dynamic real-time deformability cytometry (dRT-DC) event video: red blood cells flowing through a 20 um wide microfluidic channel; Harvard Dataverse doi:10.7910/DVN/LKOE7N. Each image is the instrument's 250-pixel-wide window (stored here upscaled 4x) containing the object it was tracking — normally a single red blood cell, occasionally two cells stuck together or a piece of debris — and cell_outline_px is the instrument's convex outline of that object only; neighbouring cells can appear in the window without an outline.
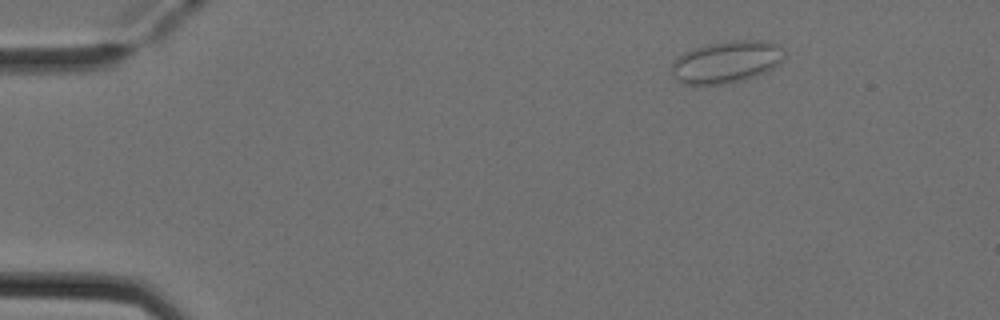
{"species": "Egyptian fruit bat (a non-hibernating species)", "species_latin": "Rousettus aegyptiacus", "temperature_condition": "cold", "stored_images_in_passage": 5, "camera_frame_rate_fps": 3000, "um_per_image_px": 0.085, "animal": {"sex": "female"}, "frame": {"image": 1, "passage_image": 2, "time_ms": 0.333, "image_size_px": [1000, 320], "cell_outline_px": [[784, 60], [780, 64], [764, 72], [744, 80], [720, 84], [684, 84], [676, 80], [672, 76], [672, 64], [684, 52], [692, 48], [708, 44], [736, 40], [768, 40], [780, 44], [784, 48]], "centroid_in_image_um": [61.8, 5.25], "position_along_channel_um": 23.2, "area_um2": 27.74}}
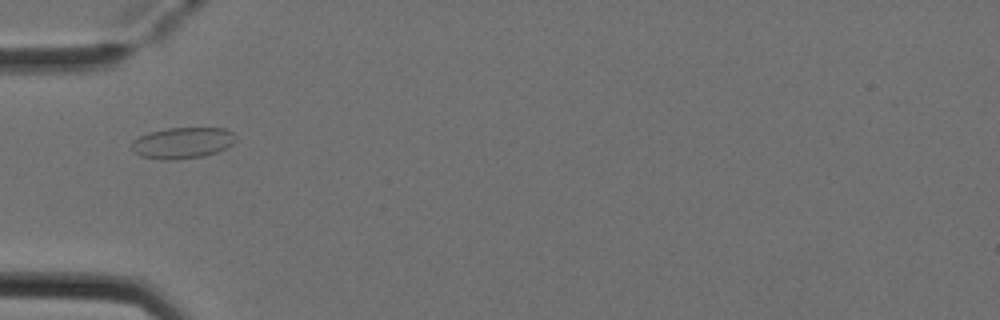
{"frame": {"image": 2, "passage_image": 5, "time_ms": 1.333, "image_size_px": [1000, 320], "cell_outline_px": [[236, 140], [232, 144], [216, 152], [204, 156], [176, 160], [160, 160], [140, 156], [132, 148], [132, 140], [148, 132], [168, 128], [224, 128], [232, 132], [236, 136]], "centroid_in_image_um": [15.5, 12.15], "position_along_channel_um": 69.5, "area_um2": 18.96}}